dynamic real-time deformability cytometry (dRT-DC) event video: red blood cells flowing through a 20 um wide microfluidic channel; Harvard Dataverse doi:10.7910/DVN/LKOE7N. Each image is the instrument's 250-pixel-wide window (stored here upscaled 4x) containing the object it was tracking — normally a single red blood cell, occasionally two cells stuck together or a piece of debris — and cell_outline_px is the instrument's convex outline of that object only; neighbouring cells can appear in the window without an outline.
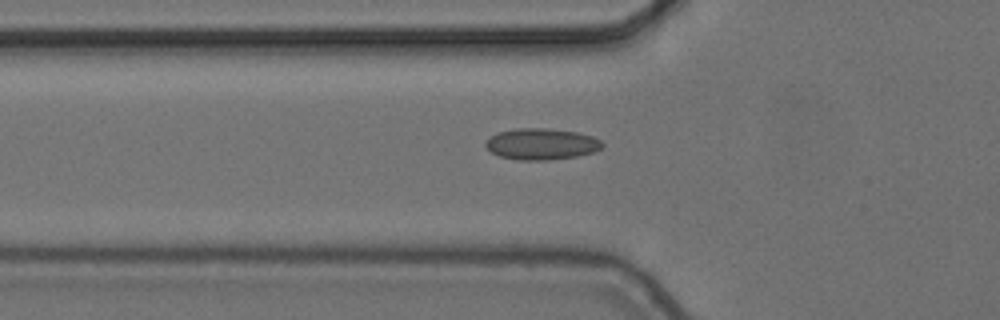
{"species": "common noctule bat (a hibernating species)", "species_latin": "Nyctalus noctula", "temperature_condition": "cold", "stored_images_in_passage": 3, "camera_frame_rate_fps": 3000, "um_per_image_px": 0.085, "animal": {"sex": "female", "body_mass_g": 24.6, "forearm_length_mm": 56.2}, "frame": {"image": 1, "passage_image": 3, "time_ms": 0.667, "image_size_px": [1000, 320], "cell_outline_px": [[604, 144], [600, 148], [592, 152], [576, 156], [548, 160], [516, 160], [500, 156], [492, 152], [484, 144], [496, 132], [516, 128], [548, 128], [576, 132], [592, 136], [600, 140]], "centroid_in_image_um": [46.01, 12.23], "position_along_channel_um": 79.8, "area_um2": 21.15}}